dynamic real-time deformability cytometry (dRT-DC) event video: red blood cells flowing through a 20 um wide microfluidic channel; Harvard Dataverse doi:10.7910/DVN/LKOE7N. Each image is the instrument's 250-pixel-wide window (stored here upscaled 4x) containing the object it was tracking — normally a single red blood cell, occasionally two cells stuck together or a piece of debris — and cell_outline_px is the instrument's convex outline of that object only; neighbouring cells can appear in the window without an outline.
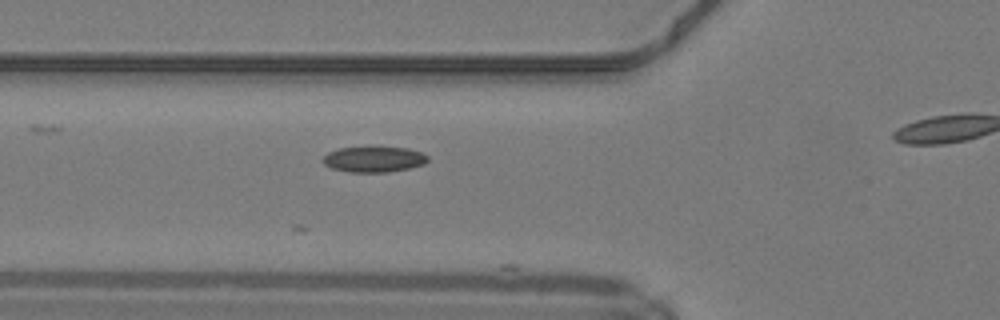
{"species": "common noctule bat (a hibernating species)", "species_latin": "Nyctalus noctula", "temperature_condition": "warm", "stored_images_in_passage": 6, "camera_frame_rate_fps": 3000, "um_per_image_px": 0.085, "animal": {"sex": "male", "body_mass_g": 19.2, "forearm_length_mm": 51.8}, "frame": {"image": 1, "passage_image": 3, "time_ms": 0.667, "image_size_px": [1000, 320], "cell_outline_px": [[428, 160], [424, 164], [408, 168], [388, 172], [348, 172], [332, 168], [324, 164], [320, 160], [328, 152], [340, 148], [408, 148], [420, 152], [428, 156]], "centroid_in_image_um": [31.75, 13.55], "position_along_channel_um": 94.0, "area_um2": 15.43}}